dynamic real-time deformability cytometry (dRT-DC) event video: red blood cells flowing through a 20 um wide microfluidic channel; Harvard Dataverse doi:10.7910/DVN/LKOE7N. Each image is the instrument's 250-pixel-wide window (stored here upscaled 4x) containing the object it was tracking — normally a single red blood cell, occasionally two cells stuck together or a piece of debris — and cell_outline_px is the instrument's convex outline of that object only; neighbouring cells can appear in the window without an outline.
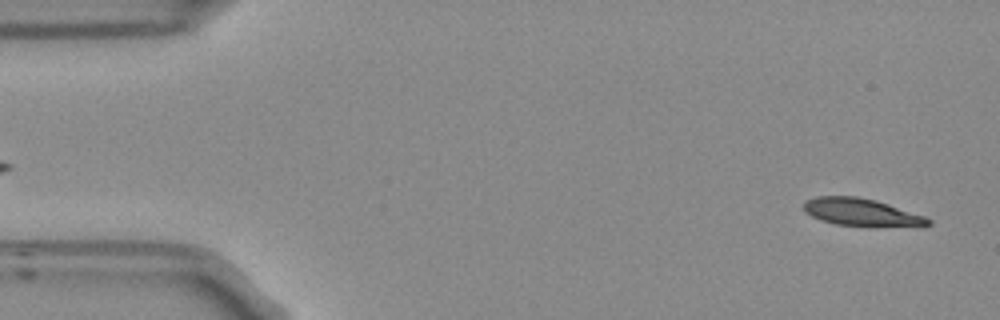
{"species": "Egyptian fruit bat (a non-hibernating species)", "species_latin": "Rousettus aegyptiacus", "temperature_condition": "room temperature", "stored_images_in_passage": 54, "camera_frame_rate_fps": 3000, "um_per_image_px": 0.085, "frame": {"image": 1, "passage_image": 3, "time_ms": 0.667, "image_size_px": [1000, 320], "cell_outline_px": [[932, 224], [836, 224], [820, 220], [804, 212], [804, 200], [816, 196], [856, 196], [876, 200], [924, 216], [932, 220]], "centroid_in_image_um": [73.06, 17.97], "position_along_channel_um": 11.9, "area_um2": 18.84}}
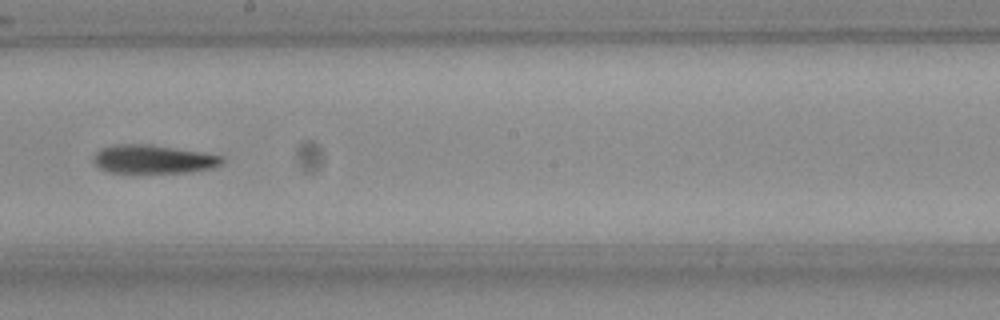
{"frame": {"image": 2, "passage_image": 30, "time_ms": 9.667, "image_size_px": [1000, 320], "cell_outline_px": [[224, 160], [220, 164], [212, 168], [192, 172], [112, 172], [100, 168], [92, 160], [96, 152], [100, 148], [112, 144], [152, 144], [224, 156]], "centroid_in_image_um": [13.02, 13.51], "position_along_channel_um": 235.2, "area_um2": 21.33}}
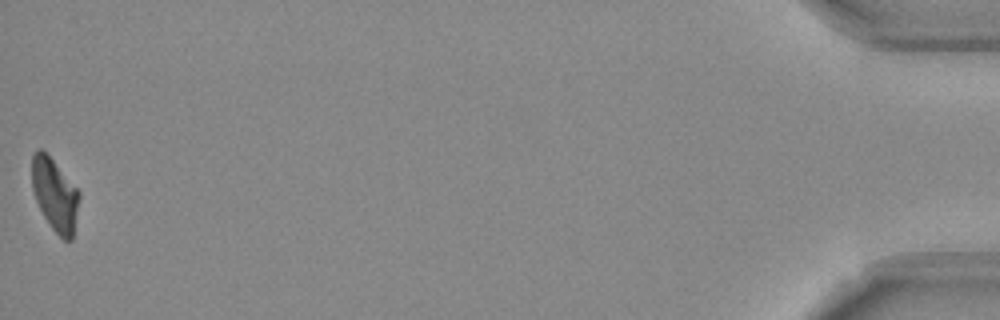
{"frame": {"image": 3, "passage_image": 54, "time_ms": 17.667, "image_size_px": [1000, 320], "cell_outline_px": [[80, 196], [72, 240], [64, 240], [52, 228], [44, 216], [36, 200], [32, 188], [32, 152], [36, 148], [40, 148], [52, 160], [80, 192]], "centroid_in_image_um": [4.65, 16.54], "position_along_channel_um": 430.5, "area_um2": 19.65}}